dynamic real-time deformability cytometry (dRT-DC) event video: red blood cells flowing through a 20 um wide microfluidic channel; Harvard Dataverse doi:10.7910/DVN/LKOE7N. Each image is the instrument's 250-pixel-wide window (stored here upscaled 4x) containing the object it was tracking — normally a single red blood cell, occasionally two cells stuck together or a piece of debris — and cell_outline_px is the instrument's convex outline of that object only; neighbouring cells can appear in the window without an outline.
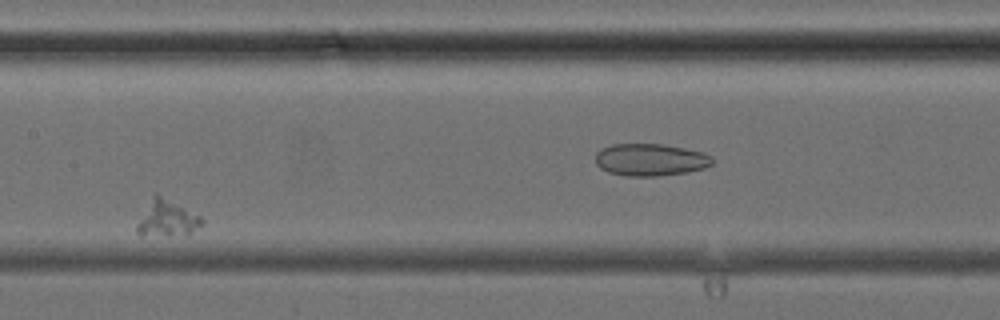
{"species": "common noctule bat (a hibernating species)", "species_latin": "Nyctalus noctula", "temperature_condition": "cold", "stored_images_in_passage": 6, "camera_frame_rate_fps": 3000, "um_per_image_px": 0.085, "animal": {"sex": "female", "body_mass_g": 24.6, "forearm_length_mm": 56.2}, "frame": {"image": 1, "passage_image": 4, "time_ms": 3.333, "image_size_px": [1000, 320], "cell_outline_px": [[204, 224], [188, 236], [140, 236], [136, 232], [136, 224], [152, 196], [156, 192], [200, 216], [204, 220]], "centroid_in_image_um": [14.2, 18.62], "position_along_channel_um": 193.2, "area_um2": 14.16}}
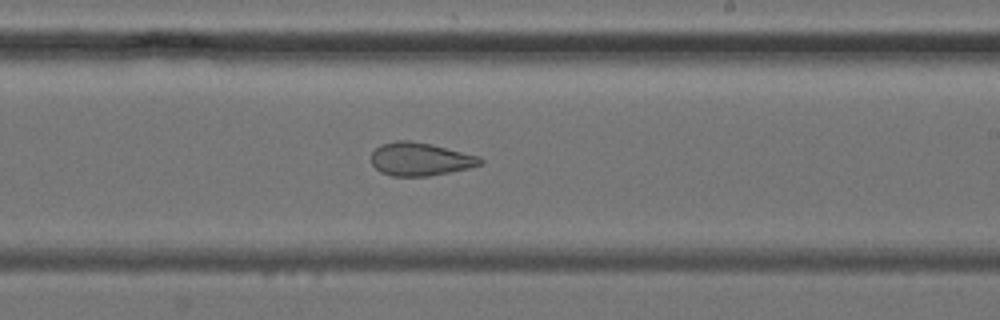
{"frame": {"image": 2, "passage_image": 6, "time_ms": 6.667, "image_size_px": [1000, 320], "cell_outline_px": [[484, 164], [468, 168], [428, 176], [392, 176], [380, 172], [372, 164], [372, 152], [380, 144], [396, 140], [408, 140], [432, 144], [480, 156], [484, 160]], "centroid_in_image_um": [35.73, 13.52], "position_along_channel_um": 253.3, "area_um2": 21.15}}